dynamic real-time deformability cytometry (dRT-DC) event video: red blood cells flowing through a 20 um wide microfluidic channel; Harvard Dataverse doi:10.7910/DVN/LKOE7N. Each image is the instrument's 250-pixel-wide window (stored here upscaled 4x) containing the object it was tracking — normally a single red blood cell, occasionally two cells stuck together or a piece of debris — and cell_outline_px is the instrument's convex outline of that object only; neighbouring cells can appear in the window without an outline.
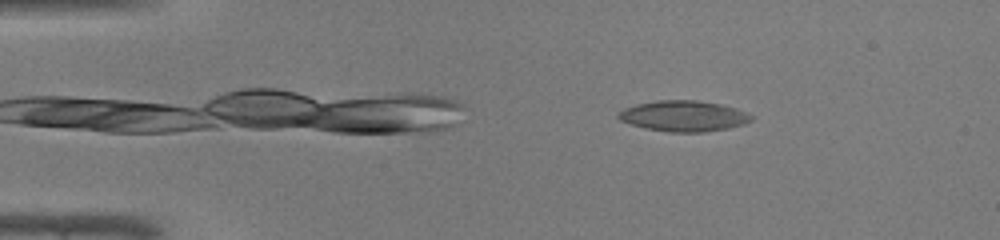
{"species": "common noctule bat (a hibernating species)", "species_latin": "Nyctalus noctula", "temperature_condition": "warm", "stored_images_in_passage": 47, "camera_frame_rate_fps": 3000, "um_per_image_px": 0.085, "animal": {"sex": "male", "body_mass_g": 19.0, "forearm_length_mm": 50.8}, "frame": {"image": 1, "passage_image": 7, "time_ms": 2.0, "image_size_px": [1000, 240], "cell_outline_px": [[756, 116], [752, 120], [744, 124], [728, 128], [704, 132], [668, 132], [644, 128], [620, 120], [616, 116], [624, 108], [636, 104], [656, 100], [696, 100], [720, 104]], "centroid_in_image_um": [58.1, 9.86], "position_along_channel_um": 26.9, "area_um2": 23.76}}
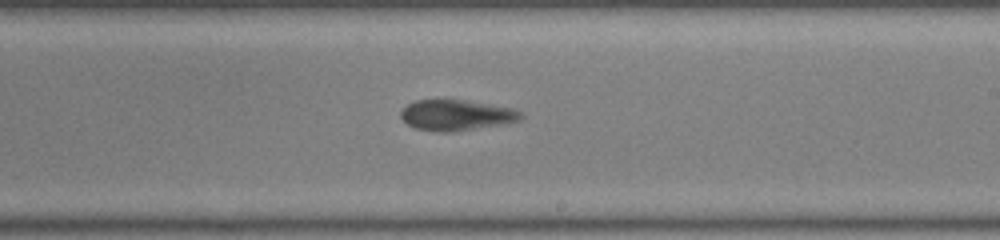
{"frame": {"image": 2, "passage_image": 28, "time_ms": 9.0, "image_size_px": [1000, 240], "cell_outline_px": [[524, 116], [520, 120], [452, 132], [436, 132], [416, 128], [408, 124], [400, 116], [400, 112], [408, 104], [416, 100], [464, 100], [512, 108], [520, 112]], "centroid_in_image_um": [38.75, 9.78], "position_along_channel_um": 250.3, "area_um2": 21.04}}
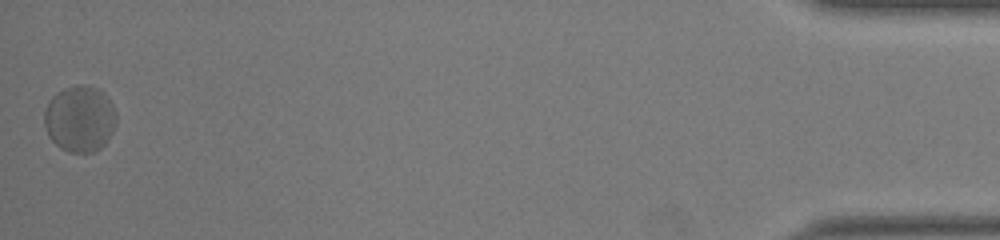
{"frame": {"image": 3, "passage_image": 47, "time_ms": 15.333, "image_size_px": [1000, 240], "cell_outline_px": [[116, 124], [108, 140], [100, 148], [92, 152], [68, 152], [60, 148], [48, 136], [44, 124], [44, 112], [52, 96], [56, 92], [64, 88], [76, 84], [84, 84], [96, 88], [104, 92], [112, 104], [116, 112]], "centroid_in_image_um": [6.78, 10.08], "position_along_channel_um": 428.4, "area_um2": 28.03}}